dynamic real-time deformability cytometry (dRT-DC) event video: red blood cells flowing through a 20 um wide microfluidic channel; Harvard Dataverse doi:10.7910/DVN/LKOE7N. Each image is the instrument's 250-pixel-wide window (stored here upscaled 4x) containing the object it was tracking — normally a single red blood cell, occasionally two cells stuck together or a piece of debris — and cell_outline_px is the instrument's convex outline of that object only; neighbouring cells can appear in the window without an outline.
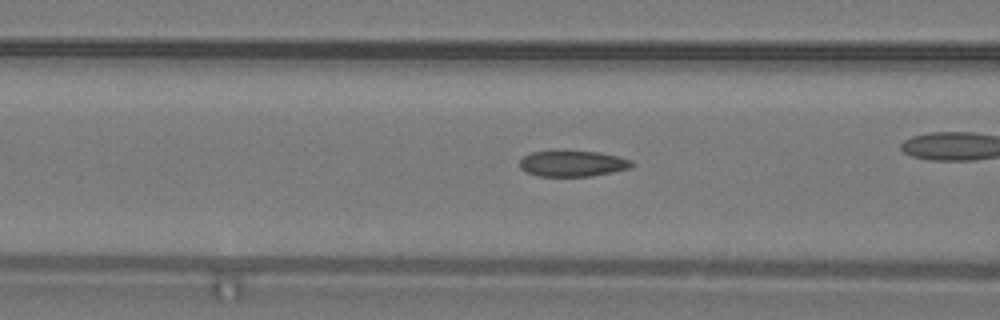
{"species": "common noctule bat (a hibernating species)", "species_latin": "Nyctalus noctula", "temperature_condition": "warm", "stored_images_in_passage": 9, "camera_frame_rate_fps": 3000, "um_per_image_px": 0.085, "animal": {"sex": "male", "body_mass_g": 19.2, "forearm_length_mm": 51.8}, "frame": {"image": 1, "passage_image": 7, "time_ms": 2.0, "image_size_px": [1000, 320], "cell_outline_px": [[636, 164], [628, 168], [612, 172], [592, 176], [540, 176], [528, 172], [520, 168], [520, 160], [524, 156], [532, 152], [556, 148], [564, 148], [600, 152], [632, 160]], "centroid_in_image_um": [48.66, 13.85], "position_along_channel_um": 117.9, "area_um2": 17.63}}